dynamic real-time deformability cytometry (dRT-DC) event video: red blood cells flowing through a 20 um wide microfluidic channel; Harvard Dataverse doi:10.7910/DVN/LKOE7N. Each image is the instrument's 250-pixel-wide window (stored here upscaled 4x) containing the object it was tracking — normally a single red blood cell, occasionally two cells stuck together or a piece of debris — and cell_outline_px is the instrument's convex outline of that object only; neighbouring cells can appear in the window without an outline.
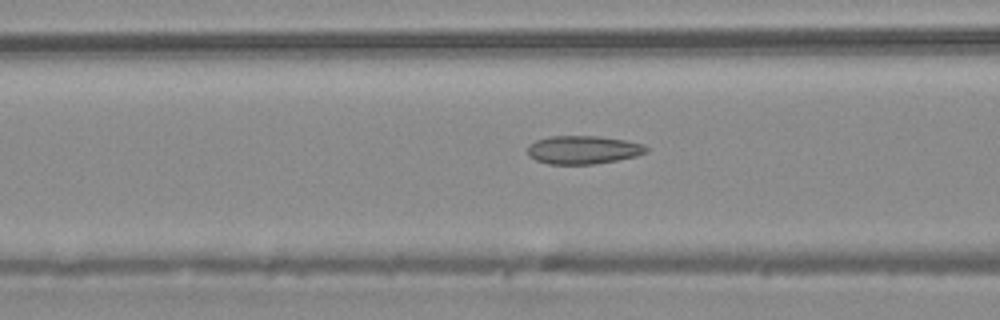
{"species": "common noctule bat (a hibernating species)", "species_latin": "Nyctalus noctula", "temperature_condition": "warm", "stored_images_in_passage": 14, "camera_frame_rate_fps": 3000, "um_per_image_px": 0.085, "animal": {"sex": "male", "body_mass_g": 20.4}, "frame": {"image": 1, "passage_image": 12, "time_ms": 3.667, "image_size_px": [1000, 320], "cell_outline_px": [[648, 152], [636, 156], [616, 160], [592, 164], [548, 164], [536, 160], [528, 156], [528, 148], [536, 140], [548, 136], [596, 136], [624, 140], [644, 144], [648, 148]], "centroid_in_image_um": [49.57, 12.73], "position_along_channel_um": 117.0, "area_um2": 19.48}}